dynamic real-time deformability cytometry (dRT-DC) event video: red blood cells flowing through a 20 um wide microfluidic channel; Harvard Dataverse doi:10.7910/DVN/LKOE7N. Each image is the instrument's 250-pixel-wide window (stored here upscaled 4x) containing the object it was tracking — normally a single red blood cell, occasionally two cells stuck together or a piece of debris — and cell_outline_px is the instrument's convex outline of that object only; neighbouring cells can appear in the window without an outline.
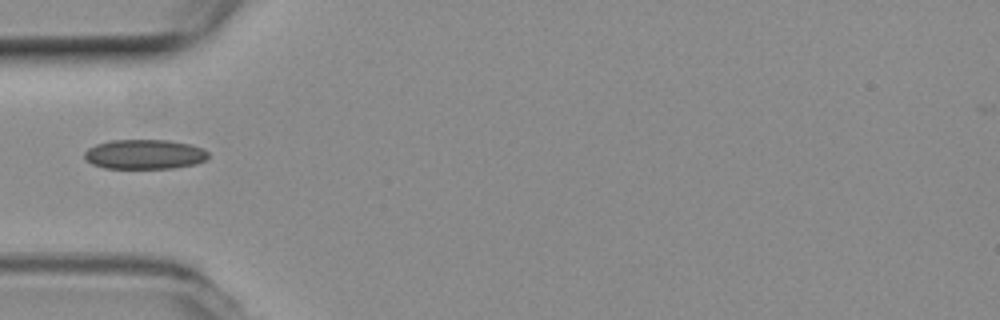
{"species": "common noctule bat (a hibernating species)", "species_latin": "Nyctalus noctula", "temperature_condition": "room temperature", "stored_images_in_passage": 4, "camera_frame_rate_fps": 3000, "um_per_image_px": 0.085, "animal": {"sex": "female", "body_mass_g": 19.3, "forearm_length_mm": 54.1}, "frame": {"image": 1, "passage_image": 1, "time_ms": 0.0, "image_size_px": [1000, 320], "cell_outline_px": [[208, 156], [204, 160], [196, 164], [172, 168], [104, 168], [92, 164], [84, 160], [84, 152], [88, 148], [96, 144], [112, 140], [168, 140], [188, 144], [204, 148], [208, 152]], "centroid_in_image_um": [12.26, 13.12], "position_along_channel_um": 72.7, "area_um2": 21.44}}